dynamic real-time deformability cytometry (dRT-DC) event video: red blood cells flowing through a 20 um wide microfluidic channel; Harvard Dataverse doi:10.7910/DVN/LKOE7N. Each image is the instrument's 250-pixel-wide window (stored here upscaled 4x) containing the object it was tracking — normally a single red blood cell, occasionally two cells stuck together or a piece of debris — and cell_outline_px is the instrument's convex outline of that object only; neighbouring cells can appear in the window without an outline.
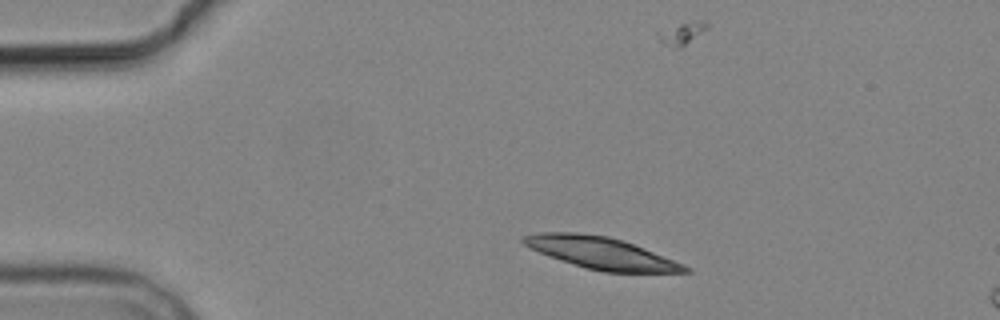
{"species": "common noctule bat (a hibernating species)", "species_latin": "Nyctalus noctula", "temperature_condition": "cold", "stored_images_in_passage": 9, "camera_frame_rate_fps": 3000, "um_per_image_px": 0.085, "animal": {"sex": "male", "body_mass_g": 19.2, "forearm_length_mm": 51.8}, "frame": {"image": 1, "passage_image": 1, "time_ms": 0.0, "image_size_px": [1000, 320], "cell_outline_px": [[692, 272], [604, 272], [584, 268], [548, 256], [524, 244], [520, 240], [524, 236], [540, 232], [576, 232], [608, 236], [624, 240], [684, 264], [692, 268]], "centroid_in_image_um": [51.12, 21.5], "position_along_channel_um": 33.9, "area_um2": 29.94}}